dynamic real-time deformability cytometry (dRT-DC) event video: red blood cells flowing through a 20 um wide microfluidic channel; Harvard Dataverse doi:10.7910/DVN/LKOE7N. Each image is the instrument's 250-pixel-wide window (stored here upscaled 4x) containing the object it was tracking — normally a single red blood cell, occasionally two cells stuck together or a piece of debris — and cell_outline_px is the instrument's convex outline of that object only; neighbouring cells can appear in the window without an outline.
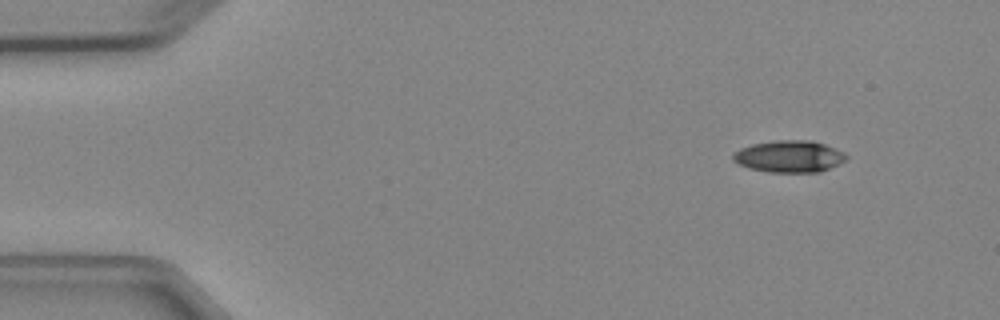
{"species": "Egyptian fruit bat (a non-hibernating species)", "species_latin": "Rousettus aegyptiacus", "temperature_condition": "cold", "stored_images_in_passage": 4, "camera_frame_rate_fps": 3000, "um_per_image_px": 0.085, "animal": {"sex": "female"}, "frame": {"image": 1, "passage_image": 1, "time_ms": 0.0, "image_size_px": [1000, 320], "cell_outline_px": [[848, 156], [840, 164], [820, 172], [768, 172], [748, 168], [732, 160], [732, 156], [740, 148], [752, 144], [772, 140], [812, 140], [824, 144], [844, 152]], "centroid_in_image_um": [67.09, 13.29], "position_along_channel_um": 17.9, "area_um2": 21.1}}
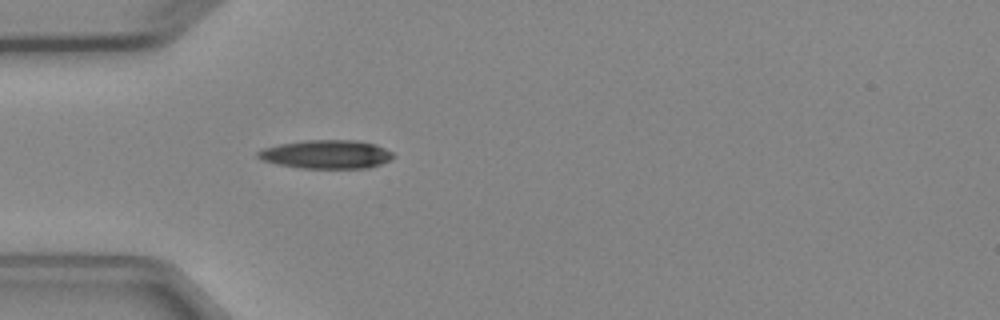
{"frame": {"image": 2, "passage_image": 4, "time_ms": 3.333, "image_size_px": [1000, 320], "cell_outline_px": [[396, 156], [380, 164], [368, 168], [300, 168], [280, 164], [264, 160], [256, 156], [256, 152], [264, 148], [280, 144], [304, 140], [356, 140], [376, 144], [392, 152]], "centroid_in_image_um": [27.77, 13.11], "position_along_channel_um": 57.2, "area_um2": 22.43}}